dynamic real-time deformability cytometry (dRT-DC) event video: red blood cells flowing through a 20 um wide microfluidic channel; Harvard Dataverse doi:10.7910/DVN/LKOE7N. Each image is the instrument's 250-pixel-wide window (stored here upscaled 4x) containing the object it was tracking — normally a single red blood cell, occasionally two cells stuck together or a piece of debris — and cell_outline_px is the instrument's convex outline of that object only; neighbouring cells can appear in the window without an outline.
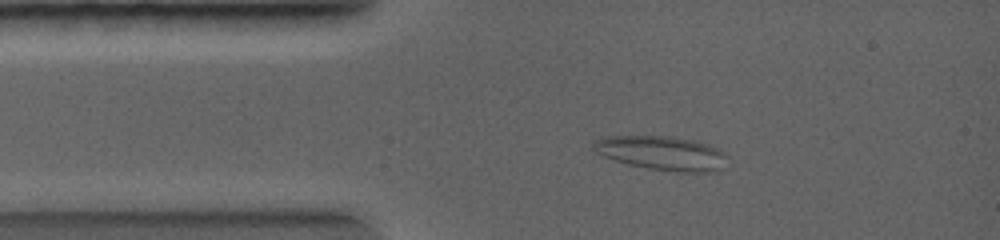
{"species": "common noctule bat (a hibernating species)", "species_latin": "Nyctalus noctula", "temperature_condition": "warm", "stored_images_in_passage": 6, "camera_frame_rate_fps": 5000, "um_per_image_px": 0.085, "animal": {"sex": "female", "body_mass_g": 19.0, "forearm_length_mm": 56.7}, "frame": {"image": 1, "passage_image": 3, "time_ms": 1.4, "image_size_px": [1000, 240], "cell_outline_px": [[728, 156], [716, 168], [696, 172], [684, 172], [652, 168], [632, 164], [616, 160], [604, 156], [596, 152], [592, 144], [596, 140], [604, 136], [672, 136], [692, 140], [708, 144], [720, 148]], "centroid_in_image_um": [56.21, 12.96], "position_along_channel_um": 28.8, "area_um2": 25.72}}
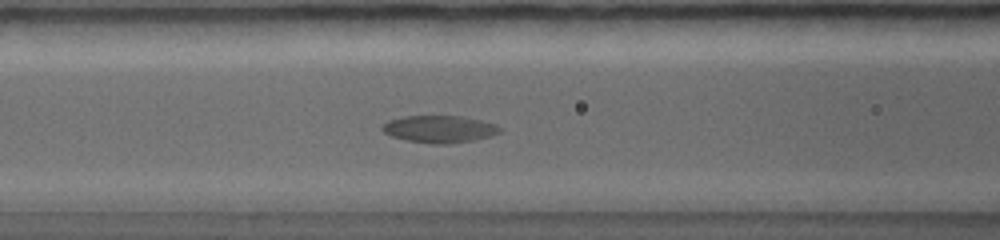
{"frame": {"image": 2, "passage_image": 6, "time_ms": 3.6, "image_size_px": [1000, 240], "cell_outline_px": [[500, 132], [488, 136], [472, 140], [444, 144], [436, 144], [408, 140], [392, 136], [384, 132], [380, 128], [388, 120], [404, 116], [460, 116], [480, 120], [496, 124], [500, 128]], "centroid_in_image_um": [37.32, 10.96], "position_along_channel_um": 129.3, "area_um2": 18.26}}